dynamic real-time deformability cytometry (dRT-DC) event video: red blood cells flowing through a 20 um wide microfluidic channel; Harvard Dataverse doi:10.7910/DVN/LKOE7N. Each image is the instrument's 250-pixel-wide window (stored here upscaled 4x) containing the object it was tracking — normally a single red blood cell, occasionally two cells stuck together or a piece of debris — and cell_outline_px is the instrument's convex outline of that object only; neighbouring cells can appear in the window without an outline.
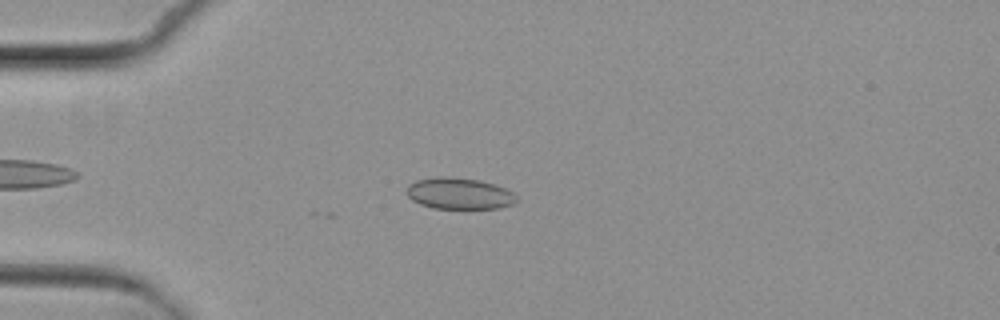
{"species": "common noctule bat (a hibernating species)", "species_latin": "Nyctalus noctula", "temperature_condition": "cold", "stored_images_in_passage": 7, "camera_frame_rate_fps": 3000, "um_per_image_px": 0.085, "animal": {"sex": "female", "body_mass_g": 29.2, "forearm_length_mm": 56.3}, "frame": {"image": 1, "passage_image": 3, "time_ms": 2.333, "image_size_px": [1000, 320], "cell_outline_px": [[516, 200], [512, 204], [500, 208], [432, 208], [420, 204], [412, 200], [404, 192], [408, 184], [416, 180], [440, 176], [452, 176], [480, 180], [496, 184], [512, 192], [516, 196]], "centroid_in_image_um": [38.99, 16.43], "position_along_channel_um": 46.0, "area_um2": 20.29}}
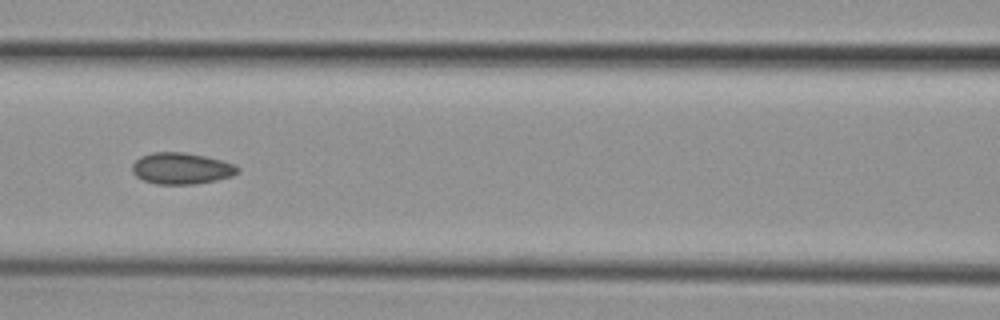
{"frame": {"image": 2, "passage_image": 6, "time_ms": 5.667, "image_size_px": [1000, 320], "cell_outline_px": [[240, 172], [232, 176], [216, 180], [196, 184], [156, 184], [144, 180], [136, 176], [132, 172], [132, 164], [140, 156], [152, 152], [184, 152], [204, 156], [236, 164], [240, 168]], "centroid_in_image_um": [15.43, 14.31], "position_along_channel_um": 151.2, "area_um2": 19.42}}
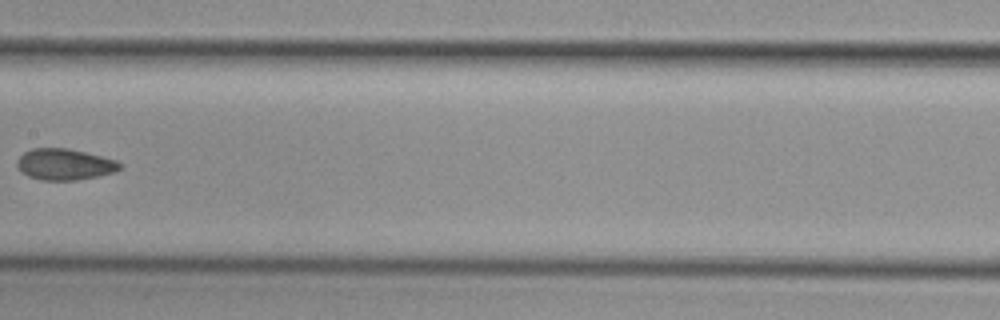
{"frame": {"image": 3, "passage_image": 7, "time_ms": 7.0, "image_size_px": [1000, 320], "cell_outline_px": [[124, 164], [116, 172], [100, 176], [76, 180], [40, 180], [28, 176], [16, 164], [16, 160], [24, 152], [32, 148], [68, 148], [116, 160]], "centroid_in_image_um": [5.52, 13.97], "position_along_channel_um": 201.9, "area_um2": 18.73}}